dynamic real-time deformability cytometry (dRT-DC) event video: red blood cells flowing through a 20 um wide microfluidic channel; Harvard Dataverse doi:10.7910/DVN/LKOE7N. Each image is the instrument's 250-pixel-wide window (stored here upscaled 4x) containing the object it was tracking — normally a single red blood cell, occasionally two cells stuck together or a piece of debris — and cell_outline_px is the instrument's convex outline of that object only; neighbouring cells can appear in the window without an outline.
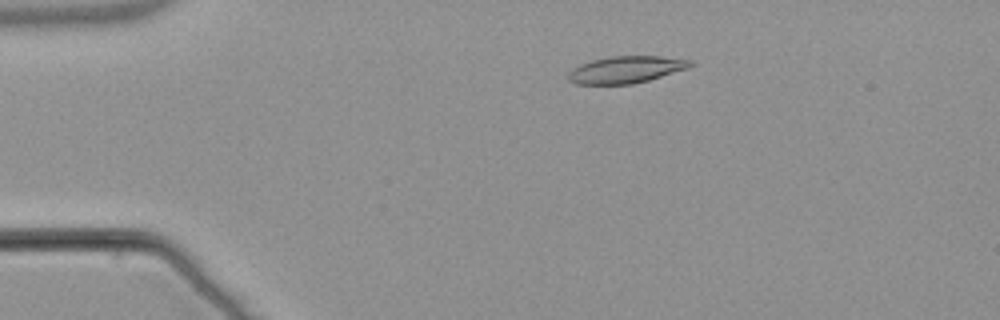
{"species": "common noctule bat (a hibernating species)", "species_latin": "Nyctalus noctula", "temperature_condition": "warm", "stored_images_in_passage": 48, "camera_frame_rate_fps": 3000, "um_per_image_px": 0.085, "animal": {"sex": "male", "body_mass_g": 21.5, "forearm_length_mm": 52.0}, "frame": {"image": 1, "passage_image": 5, "time_ms": 1.333, "image_size_px": [1000, 320], "cell_outline_px": [[692, 64], [688, 68], [648, 80], [632, 84], [576, 84], [568, 80], [568, 72], [572, 68], [580, 64], [592, 60], [608, 56], [660, 56], [692, 60]], "centroid_in_image_um": [53.17, 5.91], "position_along_channel_um": 31.8, "area_um2": 19.13}}
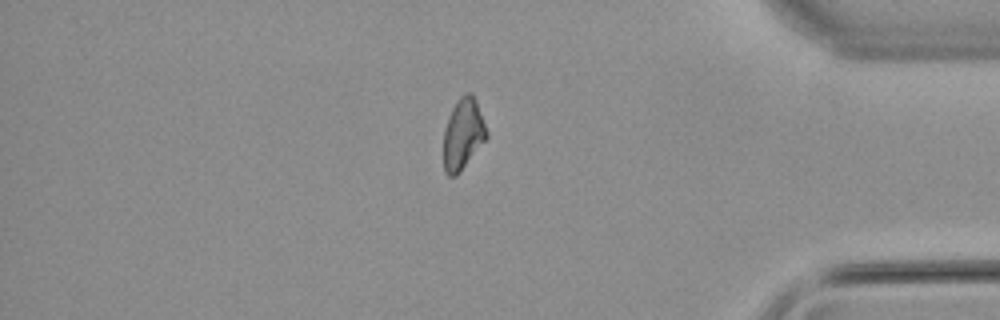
{"frame": {"image": 2, "passage_image": 40, "time_ms": 13.0, "image_size_px": [1000, 320], "cell_outline_px": [[488, 136], [460, 172], [456, 176], [448, 176], [444, 172], [444, 128], [448, 116], [456, 100], [464, 92], [472, 92], [476, 100], [488, 132]], "centroid_in_image_um": [39.35, 11.36], "position_along_channel_um": 395.9, "area_um2": 17.92}}
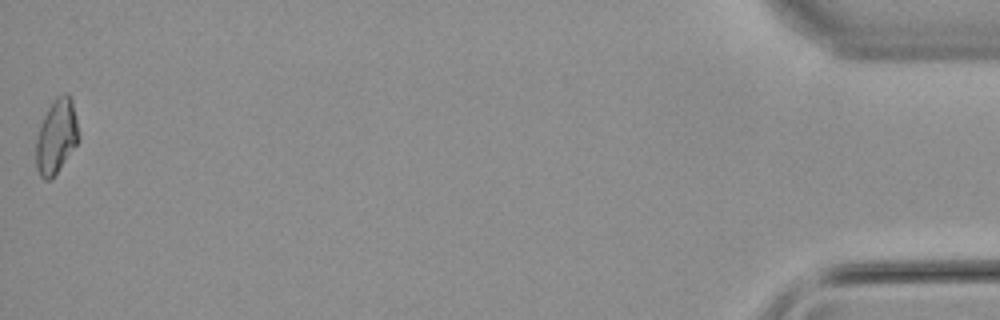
{"frame": {"image": 3, "passage_image": 48, "time_ms": 15.667, "image_size_px": [1000, 320], "cell_outline_px": [[80, 136], [76, 144], [56, 172], [48, 180], [44, 180], [40, 176], [36, 168], [36, 140], [40, 124], [52, 100], [56, 96], [64, 92], [68, 92], [72, 100], [76, 116]], "centroid_in_image_um": [4.79, 11.53], "position_along_channel_um": 430.4, "area_um2": 18.38}}